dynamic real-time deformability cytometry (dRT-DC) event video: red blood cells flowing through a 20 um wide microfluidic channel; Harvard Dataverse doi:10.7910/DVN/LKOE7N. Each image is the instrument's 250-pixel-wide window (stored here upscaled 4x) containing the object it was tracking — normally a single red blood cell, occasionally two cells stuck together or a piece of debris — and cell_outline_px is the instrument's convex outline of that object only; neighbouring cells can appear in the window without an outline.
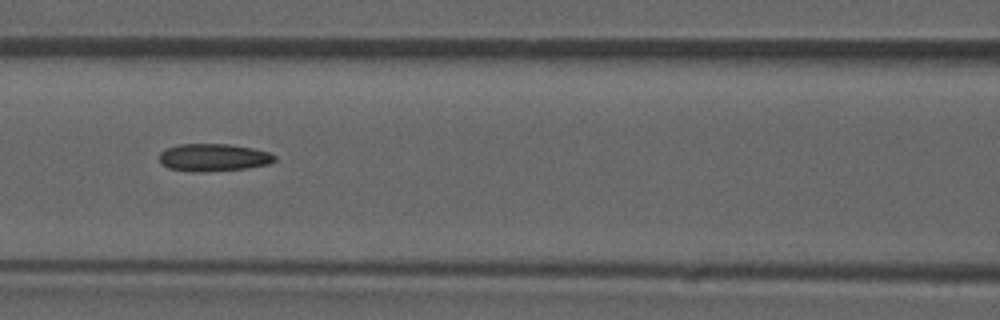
{"species": "common noctule bat (a hibernating species)", "species_latin": "Nyctalus noctula", "temperature_condition": "room temperature", "stored_images_in_passage": 52, "camera_frame_rate_fps": 3000, "um_per_image_px": 0.085, "animal": {"sex": "male", "forearm_length_mm": 52.5}, "frame": {"image": 1, "passage_image": 23, "time_ms": 7.333, "image_size_px": [1000, 320], "cell_outline_px": [[276, 160], [268, 164], [248, 168], [200, 172], [192, 172], [168, 168], [160, 164], [160, 152], [164, 148], [180, 144], [228, 144], [252, 148], [268, 152], [276, 156]], "centroid_in_image_um": [18.11, 13.39], "position_along_channel_um": 148.5, "area_um2": 18.61}, "authors_computed_cell_mechanics": {"area_um2": 18.4093, "velocity_mm_per_s": 3.9089, "shape_relaxation_time_tau1_ms": null, "shape_relaxation_time_tau2_ms": 10.083, "deformation_change_tau1": null, "deformation_change_tau2": 0.2093}}